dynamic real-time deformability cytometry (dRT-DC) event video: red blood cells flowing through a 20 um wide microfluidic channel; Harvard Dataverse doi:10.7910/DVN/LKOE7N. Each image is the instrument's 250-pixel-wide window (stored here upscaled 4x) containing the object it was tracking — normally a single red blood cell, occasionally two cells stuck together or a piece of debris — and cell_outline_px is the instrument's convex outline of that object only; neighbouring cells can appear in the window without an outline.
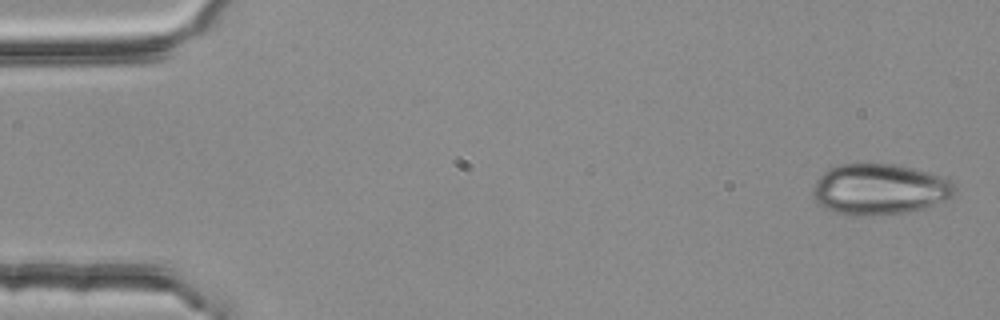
{"species": "common noctule bat (a hibernating species)", "species_latin": "Nyctalus noctula", "temperature_condition": "room temperature", "stored_images_in_passage": 4, "camera_frame_rate_fps": 3000, "um_per_image_px": 0.085, "animal": {"sex": "female", "body_mass_g": 25.1}, "frame": {"image": 1, "passage_image": 1, "time_ms": 0.0, "image_size_px": [1000, 320], "cell_outline_px": [[956, 192], [952, 196], [944, 200], [924, 208], [908, 212], [868, 216], [848, 216], [824, 208], [812, 196], [812, 188], [816, 180], [828, 168], [840, 164], [896, 164], [912, 168], [940, 176], [948, 180], [956, 188]], "centroid_in_image_um": [74.71, 16.1], "position_along_channel_um": 10.3, "area_um2": 42.08}}